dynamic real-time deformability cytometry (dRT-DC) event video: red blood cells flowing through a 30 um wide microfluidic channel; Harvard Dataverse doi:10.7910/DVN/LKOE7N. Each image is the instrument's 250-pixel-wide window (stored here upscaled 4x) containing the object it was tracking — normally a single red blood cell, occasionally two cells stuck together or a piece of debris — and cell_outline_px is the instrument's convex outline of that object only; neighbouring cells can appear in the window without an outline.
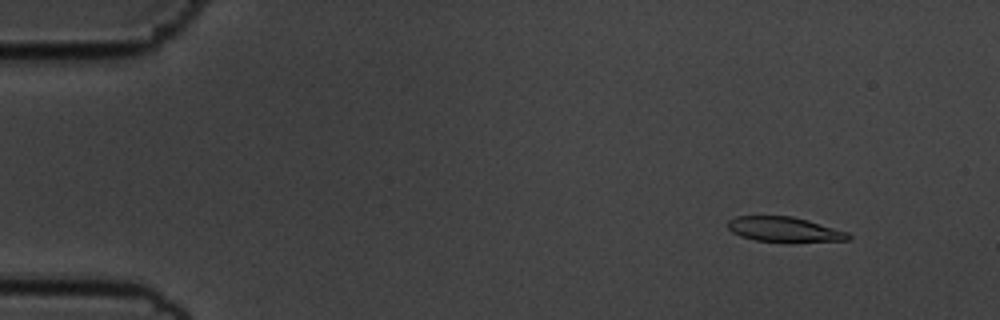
{"species": "common noctule bat (a hibernating species)", "species_latin": "Nyctalus noctula", "temperature_condition": "cold", "stored_images_in_passage": 56, "camera_frame_rate_fps": 3000, "um_per_image_px": 0.085, "animal": {"sex": "male", "body_mass_g": 19.5, "forearm_length_mm": 54.6}, "frame": {"image": 1, "passage_image": 6, "time_ms": 1.667, "image_size_px": [1000, 320], "cell_outline_px": [[852, 236], [848, 240], [792, 244], [788, 244], [756, 240], [740, 236], [732, 232], [728, 228], [728, 220], [736, 216], [792, 216], [808, 220], [848, 232]], "centroid_in_image_um": [66.71, 19.54], "position_along_channel_um": 18.3, "area_um2": 18.21}}
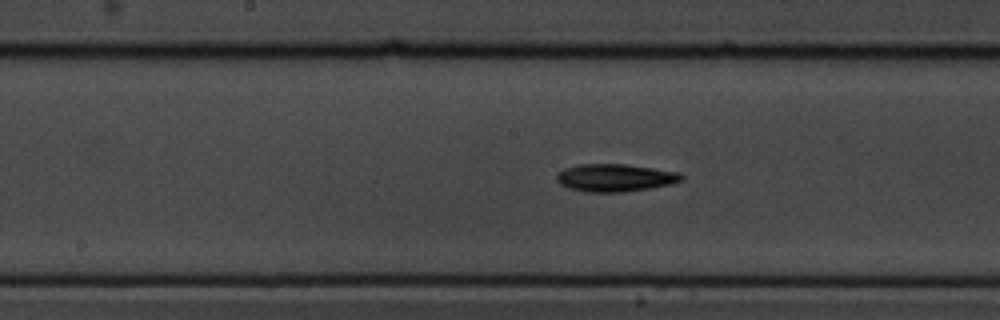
{"frame": {"image": 2, "passage_image": 29, "time_ms": 9.333, "image_size_px": [1000, 320], "cell_outline_px": [[684, 180], [668, 184], [648, 188], [624, 192], [584, 192], [568, 188], [560, 184], [556, 180], [556, 176], [564, 168], [580, 164], [624, 164], [652, 168], [676, 172], [684, 176]], "centroid_in_image_um": [52.23, 15.11], "position_along_channel_um": 196.0, "area_um2": 19.94}}
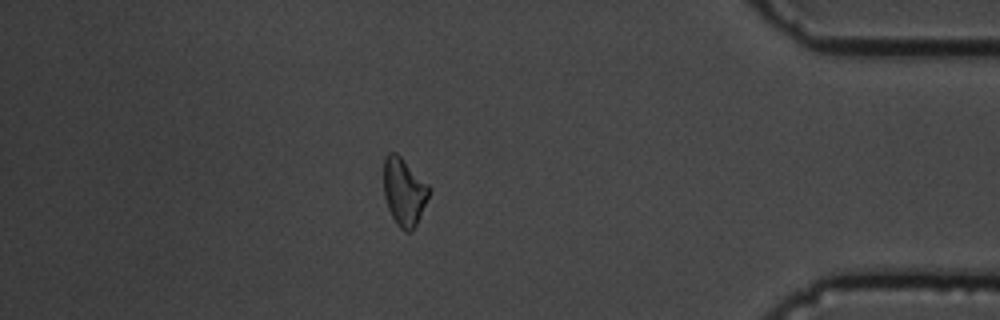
{"frame": {"image": 3, "passage_image": 49, "time_ms": 16.0, "image_size_px": [1000, 320], "cell_outline_px": [[432, 188], [416, 224], [412, 232], [404, 232], [396, 224], [388, 208], [384, 196], [384, 156], [388, 152], [396, 152]], "centroid_in_image_um": [34.33, 16.3], "position_along_channel_um": 400.9, "area_um2": 17.86}, "authors_computed_cell_mechanics": {"area_um2": 18.4093, "velocity_mm_per_s": 3.6021, "shape_relaxation_time_tau1_ms": 5.3128, "shape_relaxation_time_tau2_ms": null, "deformation_change_tau1": 0.1302, "deformation_change_tau2": null}}